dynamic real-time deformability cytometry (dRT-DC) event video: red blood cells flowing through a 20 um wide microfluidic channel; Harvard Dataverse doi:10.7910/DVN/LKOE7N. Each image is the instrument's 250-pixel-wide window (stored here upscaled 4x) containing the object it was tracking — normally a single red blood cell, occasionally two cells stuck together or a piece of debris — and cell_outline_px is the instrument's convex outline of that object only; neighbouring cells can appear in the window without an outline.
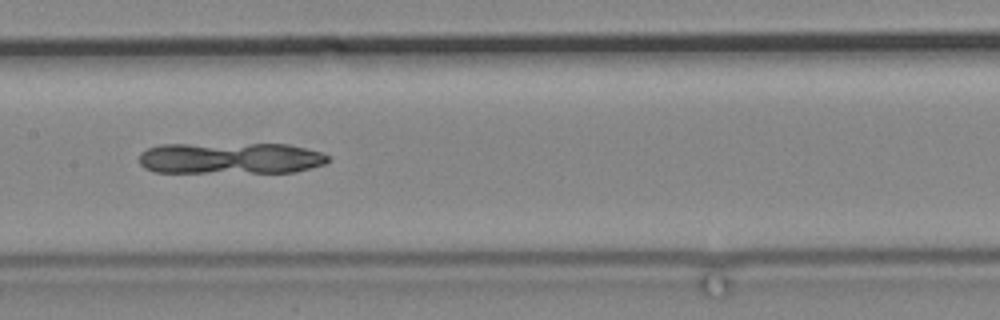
{"species": "common noctule bat (a hibernating species)", "species_latin": "Nyctalus noctula", "temperature_condition": "cold", "stored_images_in_passage": 59, "camera_frame_rate_fps": 3000, "um_per_image_px": 0.085, "animal": {"sex": "male", "body_mass_g": 19.2, "forearm_length_mm": 51.8}, "frame": {"image": 1, "passage_image": 33, "time_ms": 10.667, "image_size_px": [1000, 320], "cell_outline_px": [[328, 160], [324, 164], [296, 172], [152, 172], [144, 168], [140, 164], [140, 152], [148, 148], [160, 144], [288, 144], [320, 152], [328, 156]], "centroid_in_image_um": [19.54, 13.45], "position_along_channel_um": 187.9, "area_um2": 34.62}}